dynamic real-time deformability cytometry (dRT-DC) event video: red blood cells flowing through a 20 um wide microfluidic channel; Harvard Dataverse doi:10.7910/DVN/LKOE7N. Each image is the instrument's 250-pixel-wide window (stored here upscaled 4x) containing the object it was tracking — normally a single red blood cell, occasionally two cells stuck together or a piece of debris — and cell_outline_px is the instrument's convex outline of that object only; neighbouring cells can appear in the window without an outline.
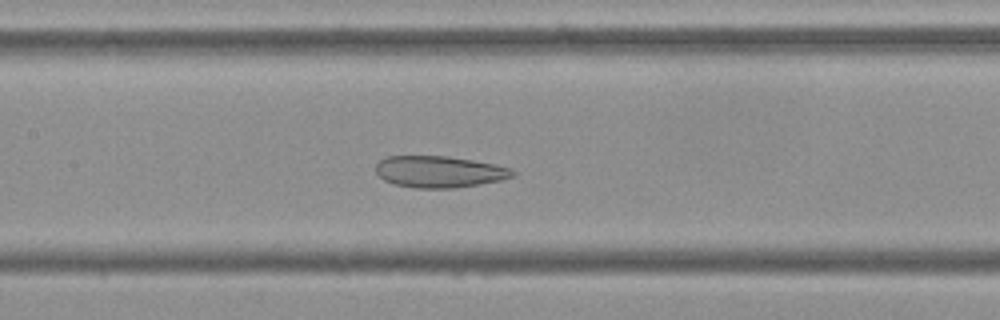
{"species": "Egyptian fruit bat (a non-hibernating species)", "species_latin": "Rousettus aegyptiacus", "temperature_condition": "cold", "stored_images_in_passage": 56, "camera_frame_rate_fps": 3000, "um_per_image_px": 0.085, "frame": {"image": 1, "passage_image": 26, "time_ms": 8.333, "image_size_px": [1000, 320], "cell_outline_px": [[516, 176], [500, 180], [456, 188], [416, 188], [396, 184], [384, 180], [376, 172], [376, 164], [384, 156], [444, 156], [472, 160], [496, 164], [512, 168], [516, 172]], "centroid_in_image_um": [37.37, 14.59], "position_along_channel_um": 170.0, "area_um2": 25.2}}
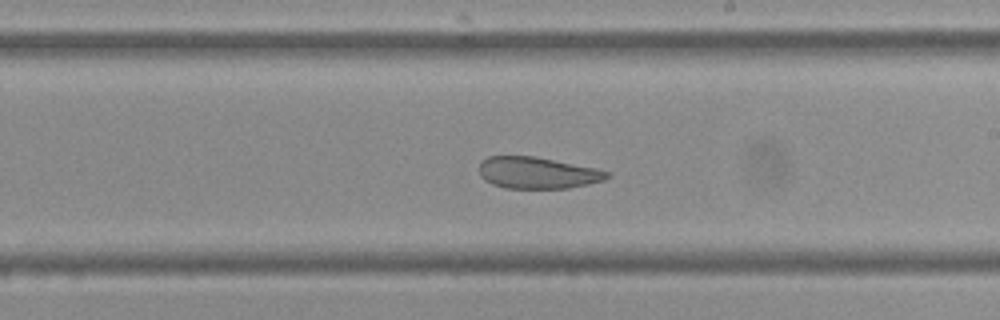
{"frame": {"image": 2, "passage_image": 32, "time_ms": 10.333, "image_size_px": [1000, 320], "cell_outline_px": [[612, 176], [604, 180], [588, 184], [568, 188], [504, 188], [492, 184], [484, 180], [480, 176], [480, 160], [488, 156], [532, 156], [596, 168], [608, 172]], "centroid_in_image_um": [45.66, 14.69], "position_along_channel_um": 243.3, "area_um2": 23.52}}
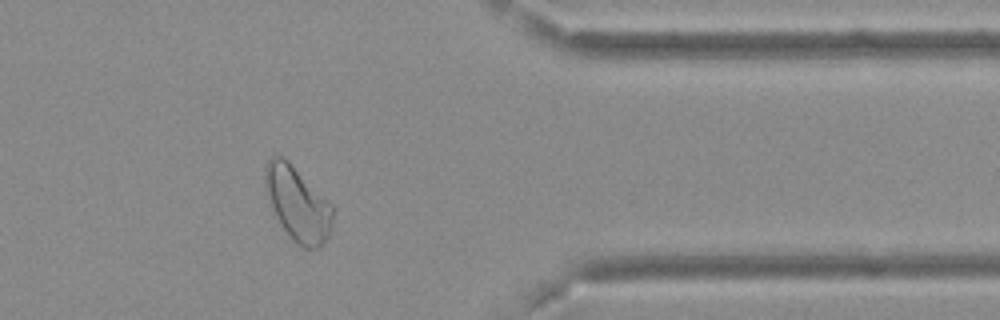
{"frame": {"image": 3, "passage_image": 45, "time_ms": 14.667, "image_size_px": [1000, 320], "cell_outline_px": [[332, 220], [328, 236], [320, 248], [304, 248], [292, 240], [280, 224], [272, 208], [264, 184], [264, 164], [272, 156], [284, 156], [332, 204]], "centroid_in_image_um": [25.27, 17.3], "position_along_channel_um": 386.1, "area_um2": 29.13}, "authors_computed_cell_mechanics": {"area_um2": 29.4202, "velocity_mm_per_s": 3.6694, "shape_relaxation_time_tau1_ms": null, "shape_relaxation_time_tau2_ms": 2.6477, "deformation_change_tau1": null, "deformation_change_tau2": 0.0951}}